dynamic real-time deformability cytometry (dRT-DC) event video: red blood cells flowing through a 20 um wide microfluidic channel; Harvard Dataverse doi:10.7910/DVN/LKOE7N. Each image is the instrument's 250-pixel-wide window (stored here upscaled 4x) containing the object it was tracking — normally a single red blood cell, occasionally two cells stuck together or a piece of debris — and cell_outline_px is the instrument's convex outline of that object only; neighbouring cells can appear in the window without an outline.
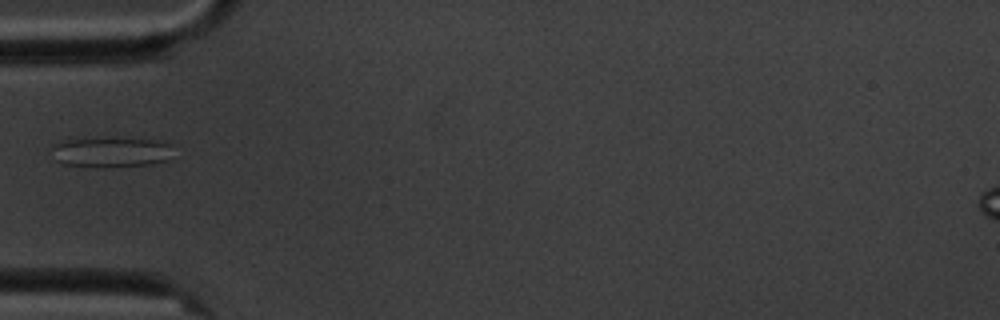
{"species": "common noctule bat (a hibernating species)", "species_latin": "Nyctalus noctula", "temperature_condition": "cold", "stored_images_in_passage": 3, "camera_frame_rate_fps": 3000, "um_per_image_px": 0.085, "animal": {"sex": "male", "body_mass_g": 20.1, "forearm_length_mm": 53.5}, "frame": {"image": 1, "passage_image": 1, "time_ms": 0.0, "image_size_px": [1000, 320], "cell_outline_px": [[172, 160], [152, 164], [104, 168], [64, 164], [52, 160], [52, 144], [64, 140], [156, 140], [172, 144]], "centroid_in_image_um": [9.46, 12.99], "position_along_channel_um": 75.5, "area_um2": 21.21}}
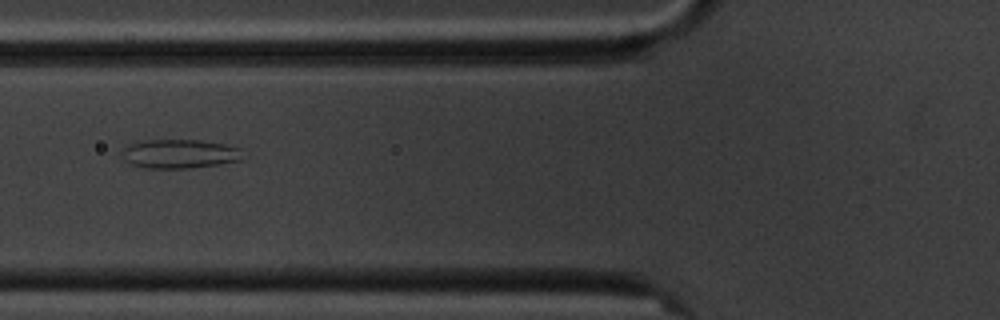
{"frame": {"image": 2, "passage_image": 2, "time_ms": 1.0, "image_size_px": [1000, 320], "cell_outline_px": [[244, 160], [220, 164], [184, 168], [144, 168], [132, 164], [124, 156], [124, 148], [140, 140], [200, 140], [224, 144], [240, 148]], "centroid_in_image_um": [15.33, 13.07], "position_along_channel_um": 110.5, "area_um2": 20.17}}